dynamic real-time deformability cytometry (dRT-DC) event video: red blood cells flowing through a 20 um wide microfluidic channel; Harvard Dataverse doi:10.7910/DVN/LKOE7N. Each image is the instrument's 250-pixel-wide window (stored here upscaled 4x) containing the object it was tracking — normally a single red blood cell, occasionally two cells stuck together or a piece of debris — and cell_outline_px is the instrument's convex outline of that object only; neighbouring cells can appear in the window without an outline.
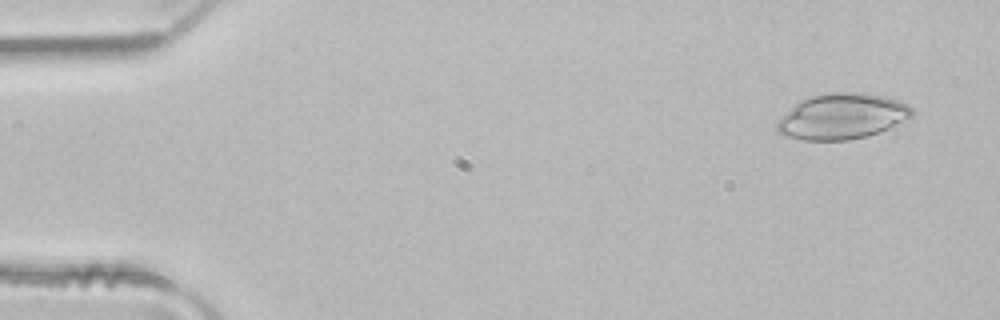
{"species": "common noctule bat (a hibernating species)", "species_latin": "Nyctalus noctula", "temperature_condition": "room temperature", "stored_images_in_passage": 4, "camera_frame_rate_fps": 3000, "um_per_image_px": 0.085, "animal": {"sex": "male", "body_mass_g": 21.5, "forearm_length_mm": 52.0}, "frame": {"image": 1, "passage_image": 1, "time_ms": 0.0, "image_size_px": [1000, 320], "cell_outline_px": [[916, 112], [912, 116], [880, 132], [868, 136], [848, 140], [804, 140], [784, 136], [776, 132], [776, 120], [780, 116], [800, 100], [812, 96], [832, 92], [864, 92], [884, 96], [908, 104]], "centroid_in_image_um": [71.55, 9.89], "position_along_channel_um": 13.5, "area_um2": 36.18}}